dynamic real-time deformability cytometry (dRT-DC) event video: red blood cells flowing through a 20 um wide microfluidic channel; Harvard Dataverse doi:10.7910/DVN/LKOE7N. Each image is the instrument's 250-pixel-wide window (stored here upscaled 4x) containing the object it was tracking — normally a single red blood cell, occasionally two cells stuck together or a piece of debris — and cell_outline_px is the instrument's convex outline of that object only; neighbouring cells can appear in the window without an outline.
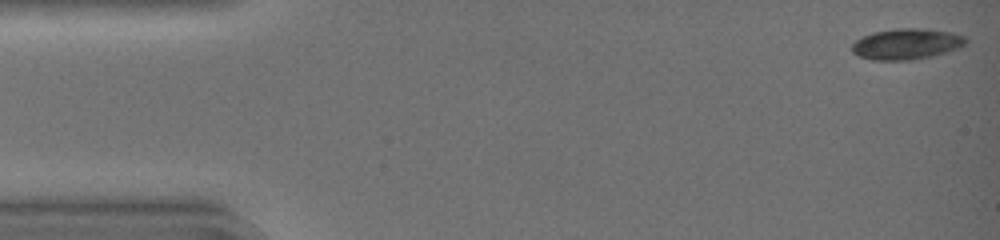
{"species": "common noctule bat (a hibernating species)", "species_latin": "Nyctalus noctula", "temperature_condition": "warm", "stored_images_in_passage": 43, "camera_frame_rate_fps": 3000, "um_per_image_px": 0.085, "animal": {"sex": "female", "body_mass_g": 19.0, "forearm_length_mm": 51.5}, "frame": {"image": 1, "passage_image": 1, "time_ms": 0.0, "image_size_px": [1000, 240], "cell_outline_px": [[968, 40], [964, 44], [956, 48], [932, 56], [908, 60], [872, 60], [860, 56], [852, 52], [852, 44], [856, 40], [872, 32], [896, 28], [920, 28], [952, 32], [964, 36]], "centroid_in_image_um": [77.03, 3.73], "position_along_channel_um": 8.0, "area_um2": 20.29}}
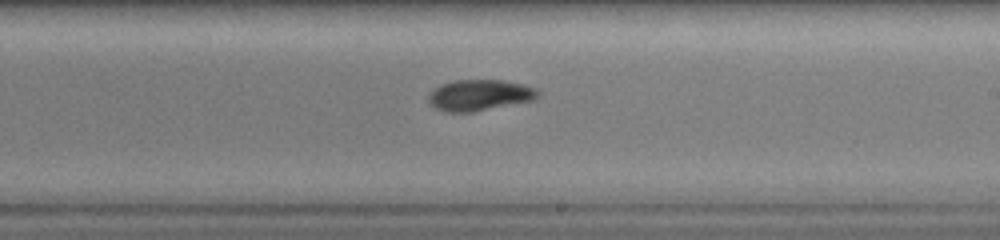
{"frame": {"image": 2, "passage_image": 26, "time_ms": 8.333, "image_size_px": [1000, 240], "cell_outline_px": [[540, 96], [536, 100], [472, 112], [444, 112], [428, 104], [428, 96], [432, 88], [440, 84], [452, 80], [500, 80], [524, 84], [540, 88]], "centroid_in_image_um": [40.78, 8.08], "position_along_channel_um": 248.2, "area_um2": 20.35}}
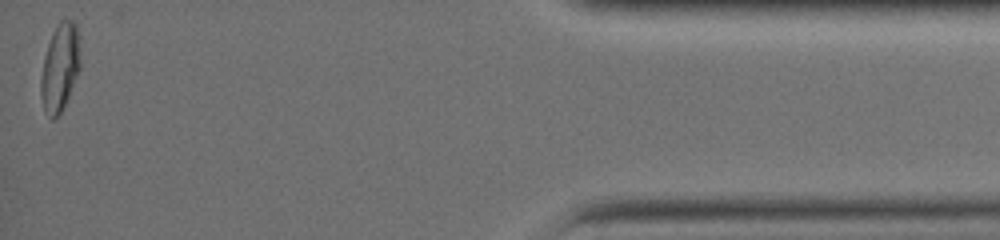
{"frame": {"image": 3, "passage_image": 43, "time_ms": 14.0, "image_size_px": [1000, 240], "cell_outline_px": [[80, 68], [64, 108], [52, 120], [44, 108], [40, 96], [40, 80], [44, 56], [52, 32], [56, 24], [60, 20], [72, 20], [76, 24], [80, 60]], "centroid_in_image_um": [5.08, 5.73], "position_along_channel_um": 430.1, "area_um2": 20.06}, "authors_computed_cell_mechanics": {"area_um2": 19.652, "velocity_mm_per_s": 4.4297, "shape_relaxation_time_tau1_ms": 7.4716, "shape_relaxation_time_tau2_ms": 2.3298, "deformation_change_tau1": 0.239, "deformation_change_tau2": 0.0591}}